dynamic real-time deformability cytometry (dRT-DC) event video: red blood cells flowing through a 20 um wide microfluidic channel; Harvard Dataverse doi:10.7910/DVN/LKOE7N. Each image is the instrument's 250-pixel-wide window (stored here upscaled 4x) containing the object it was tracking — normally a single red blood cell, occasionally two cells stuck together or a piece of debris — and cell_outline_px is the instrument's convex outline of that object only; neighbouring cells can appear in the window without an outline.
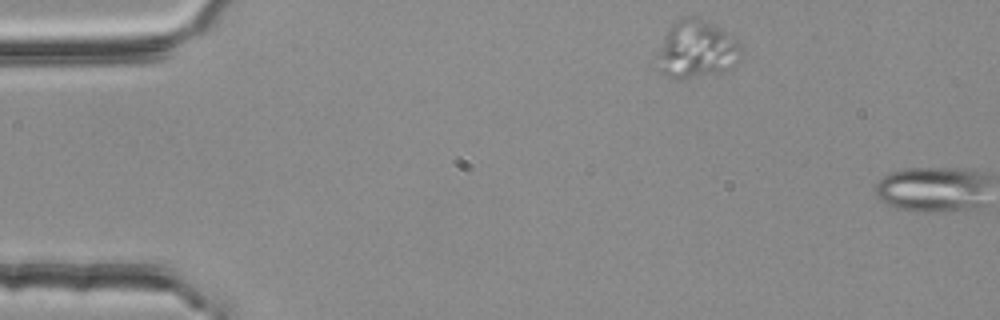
{"species": "common noctule bat (a hibernating species)", "species_latin": "Nyctalus noctula", "temperature_condition": "room temperature", "stored_images_in_passage": 2, "camera_frame_rate_fps": 3000, "um_per_image_px": 0.085, "animal": {"sex": "female", "body_mass_g": 25.1}, "frame": {"image": 1, "passage_image": 1, "time_ms": 0.0, "image_size_px": [1000, 320], "cell_outline_px": [[740, 60], [724, 72], [692, 76], [664, 76], [660, 72], [656, 56], [664, 36], [668, 28], [676, 20], [684, 16], [692, 16], [712, 24], [736, 40], [740, 44]], "centroid_in_image_um": [59.18, 4.18], "position_along_channel_um": 25.8, "area_um2": 27.51}}